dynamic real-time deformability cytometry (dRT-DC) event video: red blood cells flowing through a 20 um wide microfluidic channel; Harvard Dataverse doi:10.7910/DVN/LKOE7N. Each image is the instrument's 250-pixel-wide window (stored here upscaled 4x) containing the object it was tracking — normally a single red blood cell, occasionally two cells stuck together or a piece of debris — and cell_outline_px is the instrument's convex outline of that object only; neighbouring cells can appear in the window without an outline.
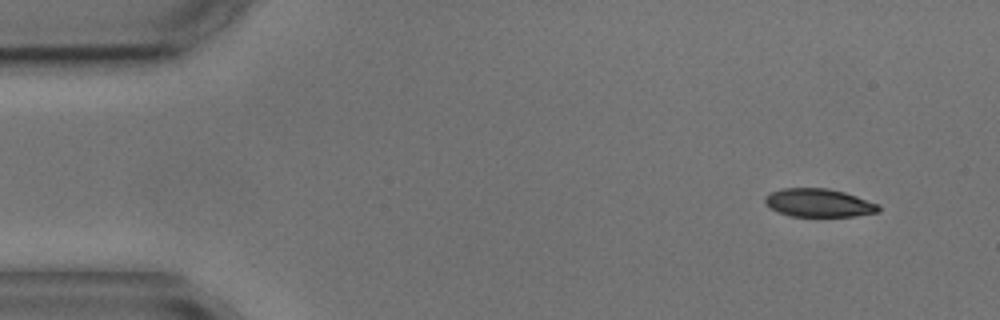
{"species": "common noctule bat (a hibernating species)", "species_latin": "Nyctalus noctula", "temperature_condition": "cold", "stored_images_in_passage": 8, "camera_frame_rate_fps": 3000, "um_per_image_px": 0.085, "animal": {"sex": "male", "body_mass_g": 17.9, "forearm_length_mm": 54.2}, "frame": {"image": 1, "passage_image": 1, "time_ms": 0.0, "image_size_px": [1000, 320], "cell_outline_px": [[880, 212], [852, 216], [792, 216], [780, 212], [772, 208], [764, 200], [764, 196], [772, 192], [784, 188], [828, 188], [844, 192], [880, 204]], "centroid_in_image_um": [69.64, 17.24], "position_along_channel_um": 15.4, "area_um2": 18.5}}
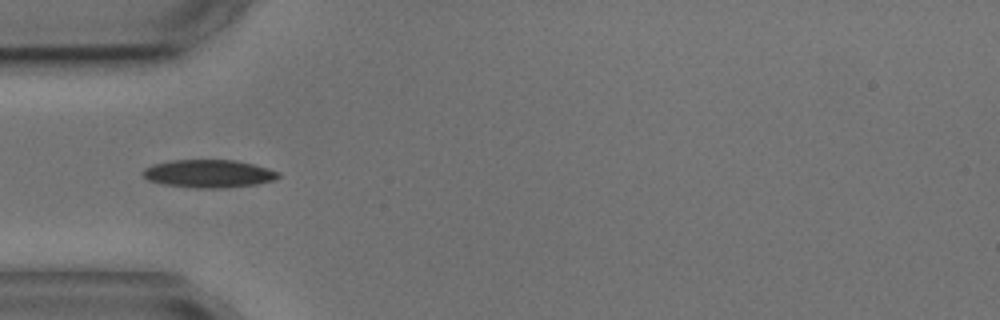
{"frame": {"image": 2, "passage_image": 4, "time_ms": 4.0, "image_size_px": [1000, 320], "cell_outline_px": [[280, 176], [272, 180], [256, 184], [220, 188], [196, 188], [164, 184], [148, 180], [140, 172], [144, 168], [156, 164], [172, 160], [232, 160], [252, 164], [268, 168], [280, 172]], "centroid_in_image_um": [17.72, 14.76], "position_along_channel_um": 67.3, "area_um2": 21.79}}